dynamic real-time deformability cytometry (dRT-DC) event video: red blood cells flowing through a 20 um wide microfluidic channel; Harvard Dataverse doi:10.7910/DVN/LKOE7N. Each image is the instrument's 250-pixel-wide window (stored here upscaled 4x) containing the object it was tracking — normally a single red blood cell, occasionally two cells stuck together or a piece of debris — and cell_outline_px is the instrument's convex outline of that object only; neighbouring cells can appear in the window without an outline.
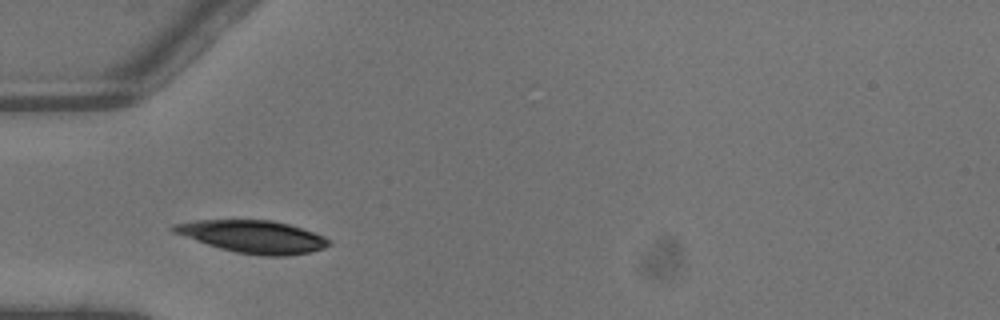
{"species": "common noctule bat (a hibernating species)", "species_latin": "Nyctalus noctula", "temperature_condition": "warm", "stored_images_in_passage": 3, "camera_frame_rate_fps": 3000, "um_per_image_px": 0.085, "animal": {"sex": "male", "body_mass_g": 13.3}, "frame": {"image": 1, "passage_image": 2, "time_ms": 0.333, "image_size_px": [1000, 320], "cell_outline_px": [[332, 244], [324, 248], [308, 252], [288, 256], [260, 256], [236, 252], [220, 248], [172, 232], [168, 228], [172, 224], [192, 220], [272, 220], [288, 224], [324, 236], [332, 240]], "centroid_in_image_um": [21.49, 20.11], "position_along_channel_um": 63.5, "area_um2": 29.42}}
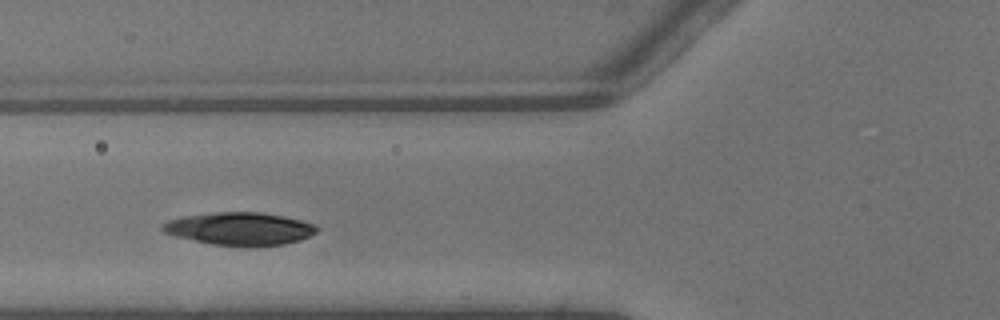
{"frame": {"image": 2, "passage_image": 3, "time_ms": 0.667, "image_size_px": [1000, 320], "cell_outline_px": [[320, 228], [316, 232], [300, 240], [284, 244], [252, 248], [248, 248], [212, 244], [176, 236], [160, 232], [160, 224], [168, 220], [184, 216], [212, 212], [260, 212], [284, 216], [316, 224]], "centroid_in_image_um": [20.36, 19.45], "position_along_channel_um": 105.4, "area_um2": 30.06}}